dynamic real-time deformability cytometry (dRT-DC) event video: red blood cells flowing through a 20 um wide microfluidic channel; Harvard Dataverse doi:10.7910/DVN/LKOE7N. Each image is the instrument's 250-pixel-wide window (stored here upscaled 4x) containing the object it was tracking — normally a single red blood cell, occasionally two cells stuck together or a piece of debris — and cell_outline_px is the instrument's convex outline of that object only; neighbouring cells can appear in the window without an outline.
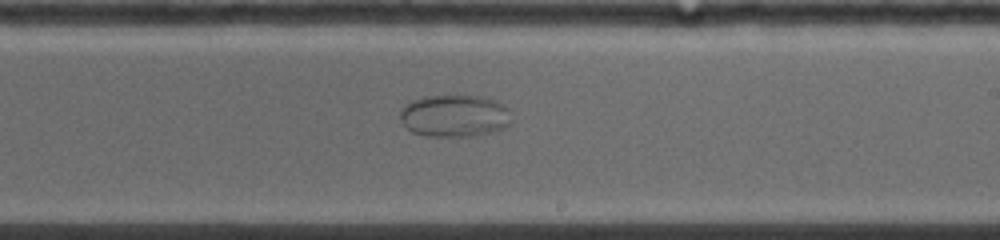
{"species": "common noctule bat (a hibernating species)", "species_latin": "Nyctalus noctula", "temperature_condition": "warm", "stored_images_in_passage": 32, "camera_frame_rate_fps": 5000, "um_per_image_px": 0.085, "animal": {"sex": "female", "body_mass_g": 19.0, "forearm_length_mm": 53.3}, "frame": {"image": 1, "passage_image": 20, "time_ms": 7.6, "image_size_px": [1000, 240], "cell_outline_px": [[504, 124], [500, 128], [488, 132], [468, 136], [428, 136], [412, 132], [404, 124], [400, 116], [400, 112], [408, 104], [416, 100], [436, 96], [476, 96], [492, 100], [500, 108]], "centroid_in_image_um": [38.44, 9.87], "position_along_channel_um": 250.6, "area_um2": 25.2}}
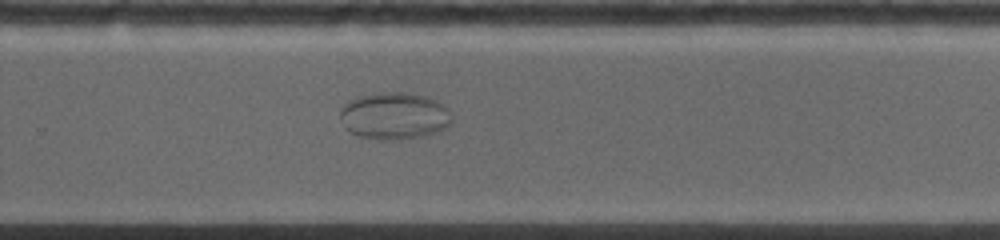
{"frame": {"image": 2, "passage_image": 23, "time_ms": 8.8, "image_size_px": [1000, 240], "cell_outline_px": [[448, 124], [432, 132], [412, 136], [380, 140], [360, 136], [352, 132], [348, 128], [340, 116], [340, 112], [344, 104], [352, 100], [364, 96], [420, 96], [432, 100], [448, 108]], "centroid_in_image_um": [33.44, 9.9], "position_along_channel_um": 296.4, "area_um2": 27.69}}
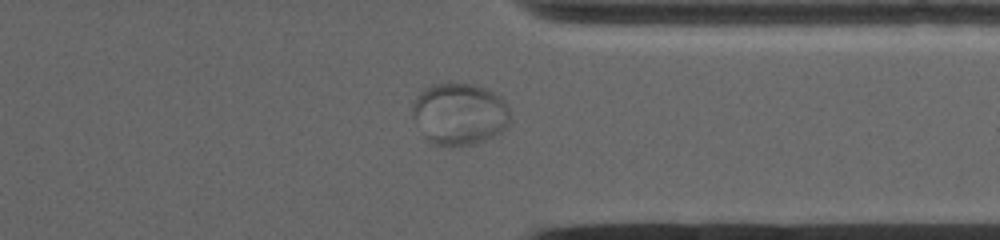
{"frame": {"image": 3, "passage_image": 29, "time_ms": 10.8, "image_size_px": [1000, 240], "cell_outline_px": [[508, 120], [504, 128], [500, 132], [476, 144], [460, 148], [436, 144], [428, 136], [412, 116], [412, 108], [416, 100], [424, 88], [436, 84], [468, 84], [484, 88], [492, 92], [504, 100], [508, 108]], "centroid_in_image_um": [39.07, 9.7], "position_along_channel_um": 372.3, "area_um2": 34.33}}